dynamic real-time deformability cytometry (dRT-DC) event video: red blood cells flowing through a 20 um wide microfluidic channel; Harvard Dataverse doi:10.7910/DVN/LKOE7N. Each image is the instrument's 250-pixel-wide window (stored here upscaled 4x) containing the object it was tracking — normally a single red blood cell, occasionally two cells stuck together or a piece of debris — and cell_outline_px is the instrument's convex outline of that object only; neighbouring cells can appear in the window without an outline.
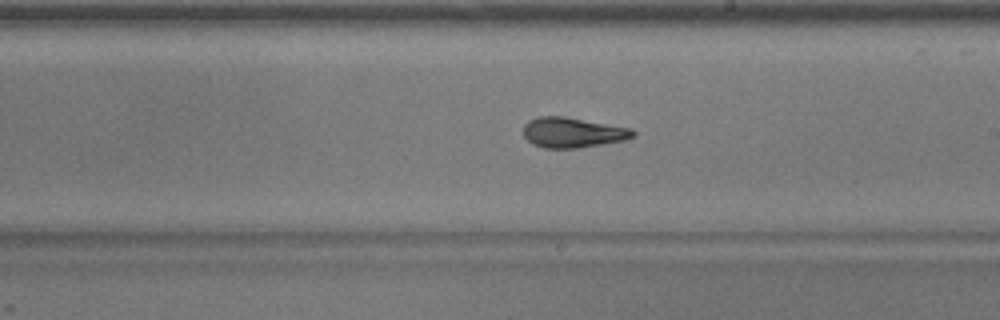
{"species": "common noctule bat (a hibernating species)", "species_latin": "Nyctalus noctula", "temperature_condition": "warm", "stored_images_in_passage": 50, "camera_frame_rate_fps": 3000, "um_per_image_px": 0.085, "animal": {"sex": "male", "body_mass_g": 17.9}, "frame": {"image": 1, "passage_image": 29, "time_ms": 9.333, "image_size_px": [1000, 320], "cell_outline_px": [[636, 136], [624, 140], [576, 148], [544, 148], [532, 144], [524, 136], [524, 124], [528, 120], [540, 116], [564, 116], [632, 128], [636, 132]], "centroid_in_image_um": [48.68, 11.25], "position_along_channel_um": 240.3, "area_um2": 19.31}}